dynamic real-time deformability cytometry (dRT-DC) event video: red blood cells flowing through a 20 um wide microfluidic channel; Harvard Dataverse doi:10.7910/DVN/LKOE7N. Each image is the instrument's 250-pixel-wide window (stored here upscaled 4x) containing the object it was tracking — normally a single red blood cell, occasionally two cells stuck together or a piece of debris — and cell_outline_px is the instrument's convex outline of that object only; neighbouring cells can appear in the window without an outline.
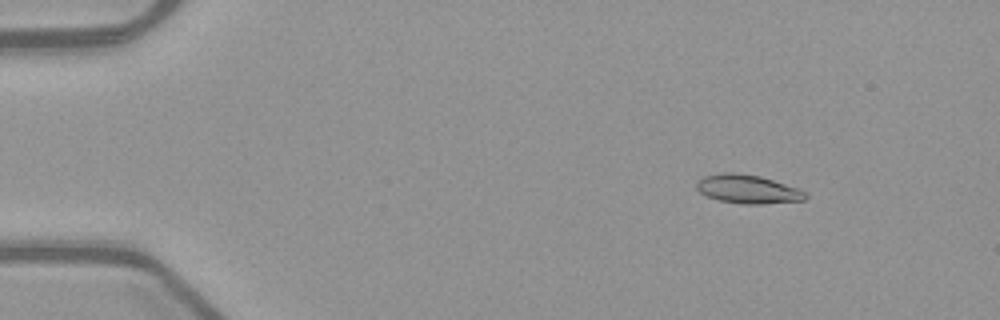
{"species": "common noctule bat (a hibernating species)", "species_latin": "Nyctalus noctula", "temperature_condition": "warm", "stored_images_in_passage": 46, "camera_frame_rate_fps": 3000, "um_per_image_px": 0.085, "animal": {"sex": "female", "body_mass_g": 21.9}, "frame": {"image": 1, "passage_image": 1, "time_ms": 0.0, "image_size_px": [1000, 320], "cell_outline_px": [[808, 196], [804, 200], [760, 204], [740, 204], [720, 200], [708, 196], [700, 192], [696, 188], [696, 180], [704, 176], [724, 172], [732, 172], [760, 176], [800, 188], [808, 192]], "centroid_in_image_um": [63.59, 16.07], "position_along_channel_um": 21.4, "area_um2": 18.32}}
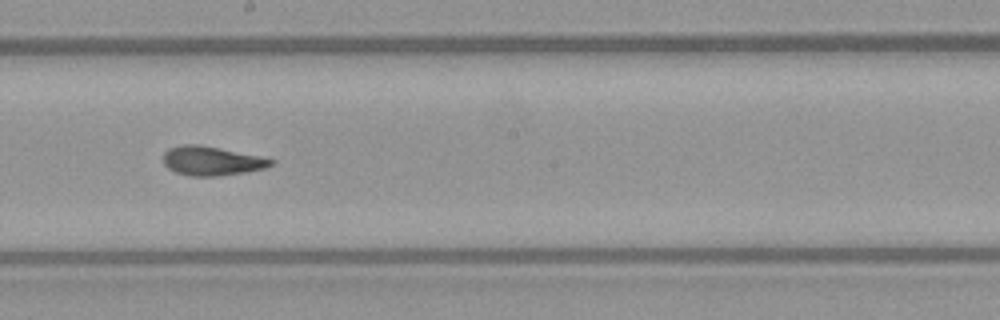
{"frame": {"image": 2, "passage_image": 24, "time_ms": 7.667, "image_size_px": [1000, 320], "cell_outline_px": [[276, 160], [272, 164], [264, 168], [248, 172], [220, 176], [188, 176], [176, 172], [168, 168], [164, 164], [164, 152], [168, 148], [180, 144], [200, 144], [220, 148]], "centroid_in_image_um": [17.96, 13.67], "position_along_channel_um": 230.2, "area_um2": 18.32}}
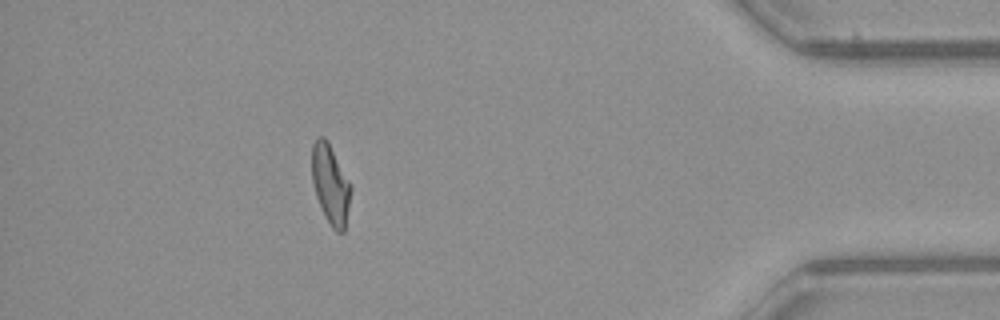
{"frame": {"image": 3, "passage_image": 41, "time_ms": 13.333, "image_size_px": [1000, 320], "cell_outline_px": [[352, 188], [344, 232], [336, 232], [332, 228], [324, 216], [316, 196], [312, 180], [312, 144], [316, 136], [324, 136], [328, 140], [352, 184]], "centroid_in_image_um": [28.1, 15.63], "position_along_channel_um": 407.1, "area_um2": 18.38}, "authors_computed_cell_mechanics": {"area_um2": 18.1492, "velocity_mm_per_s": 3.9848, "shape_relaxation_time_tau1_ms": 5.1235, "shape_relaxation_time_tau2_ms": 1.6099, "deformation_change_tau1": 0.1879, "deformation_change_tau2": 0.0793}}